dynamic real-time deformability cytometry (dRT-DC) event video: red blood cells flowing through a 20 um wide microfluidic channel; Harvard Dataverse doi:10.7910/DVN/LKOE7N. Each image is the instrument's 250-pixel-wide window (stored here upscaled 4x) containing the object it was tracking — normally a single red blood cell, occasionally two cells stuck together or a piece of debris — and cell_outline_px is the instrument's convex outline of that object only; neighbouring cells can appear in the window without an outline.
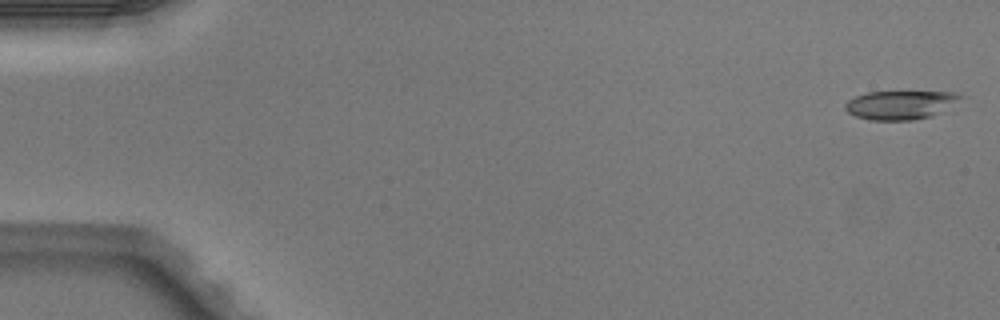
{"species": "Egyptian fruit bat (a non-hibernating species)", "species_latin": "Rousettus aegyptiacus", "temperature_condition": "warm", "stored_images_in_passage": 4, "camera_frame_rate_fps": 3000, "um_per_image_px": 0.085, "animal": {"sex": "male"}, "frame": {"image": 1, "passage_image": 1, "time_ms": 0.0, "image_size_px": [1000, 320], "cell_outline_px": [[968, 96], [932, 116], [912, 120], [872, 120], [856, 116], [848, 112], [844, 108], [844, 104], [848, 100], [856, 96], [868, 92], [956, 92]], "centroid_in_image_um": [76.57, 8.91], "position_along_channel_um": 8.4, "area_um2": 19.31}}